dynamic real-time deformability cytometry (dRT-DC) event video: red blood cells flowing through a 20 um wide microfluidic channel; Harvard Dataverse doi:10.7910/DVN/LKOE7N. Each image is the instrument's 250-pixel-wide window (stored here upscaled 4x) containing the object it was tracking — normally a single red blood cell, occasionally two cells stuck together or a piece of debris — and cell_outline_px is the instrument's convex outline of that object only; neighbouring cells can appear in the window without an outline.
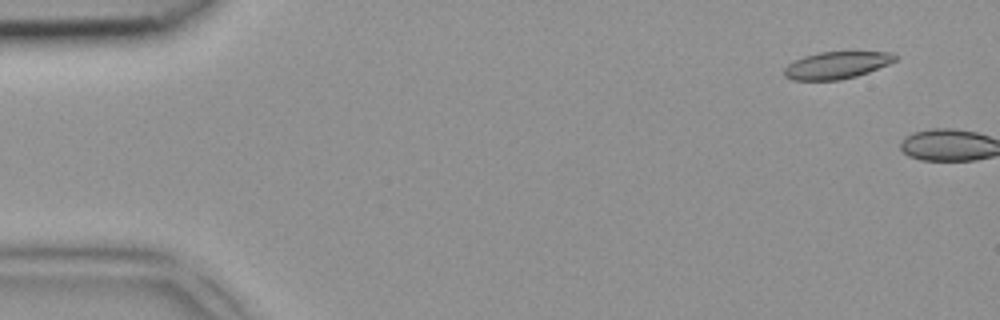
{"species": "common noctule bat (a hibernating species)", "species_latin": "Nyctalus noctula", "temperature_condition": "room temperature", "stored_images_in_passage": 6, "camera_frame_rate_fps": 3000, "um_per_image_px": 0.085, "animal": {"sex": "female", "body_mass_g": 18.4}, "frame": {"image": 1, "passage_image": 2, "time_ms": 0.333, "image_size_px": [1000, 320], "cell_outline_px": [[900, 56], [896, 60], [888, 64], [868, 72], [856, 76], [840, 80], [792, 80], [784, 76], [784, 68], [792, 60], [804, 56], [820, 52], [892, 52]], "centroid_in_image_um": [71.11, 5.54], "position_along_channel_um": 13.9, "area_um2": 17.63}}